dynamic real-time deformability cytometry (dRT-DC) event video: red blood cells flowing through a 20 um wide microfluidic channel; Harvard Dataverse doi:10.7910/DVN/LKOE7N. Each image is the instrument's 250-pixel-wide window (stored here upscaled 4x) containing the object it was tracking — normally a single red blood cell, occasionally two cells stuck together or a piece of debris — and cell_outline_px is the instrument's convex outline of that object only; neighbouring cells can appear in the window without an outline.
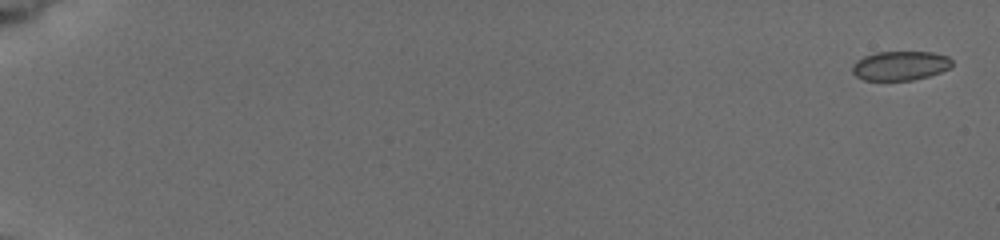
{"species": "common noctule bat (a hibernating species)", "species_latin": "Nyctalus noctula", "temperature_condition": "cold", "stored_images_in_passage": 64, "camera_frame_rate_fps": 3000, "um_per_image_px": 0.085, "animal": {"sex": "female", "body_mass_g": 19.5, "forearm_length_mm": 54.1}, "frame": {"image": 1, "passage_image": 1, "time_ms": 0.0, "image_size_px": [1000, 240], "cell_outline_px": [[952, 64], [948, 68], [940, 72], [928, 76], [912, 80], [864, 80], [856, 76], [852, 72], [852, 64], [856, 60], [864, 56], [876, 52], [932, 52], [948, 56], [952, 60]], "centroid_in_image_um": [76.49, 5.58], "position_along_channel_um": 8.5, "area_um2": 16.99}}
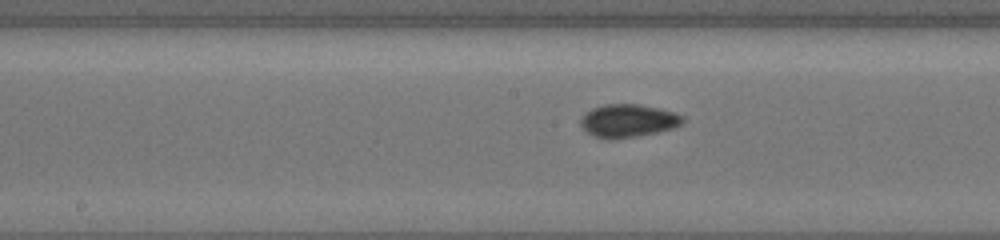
{"frame": {"image": 2, "passage_image": 36, "time_ms": 10.0, "image_size_px": [1000, 240], "cell_outline_px": [[684, 124], [672, 128], [656, 132], [616, 140], [608, 140], [596, 136], [588, 132], [580, 124], [580, 116], [584, 112], [592, 108], [604, 104], [640, 104], [660, 108], [684, 116]], "centroid_in_image_um": [53.37, 10.26], "position_along_channel_um": 194.8, "area_um2": 19.83}}
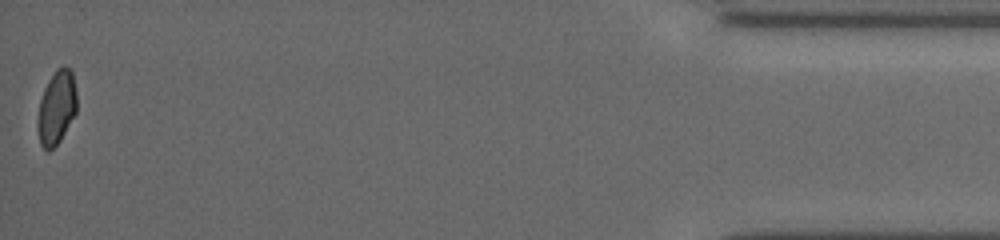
{"frame": {"image": 3, "passage_image": 64, "time_ms": 18.0, "image_size_px": [1000, 240], "cell_outline_px": [[76, 112], [60, 140], [48, 152], [40, 144], [36, 124], [36, 120], [40, 100], [44, 88], [48, 80], [56, 68], [64, 64], [72, 68], [76, 92]], "centroid_in_image_um": [4.79, 9.09], "position_along_channel_um": 430.4, "area_um2": 17.11}, "authors_computed_cell_mechanics": {"area_um2": 18.207, "velocity_mm_per_s": 3.894, "shape_relaxation_time_tau1_ms": 5.7698, "shape_relaxation_time_tau2_ms": 3.1883, "deformation_change_tau1": 0.0845, "deformation_change_tau2": 0.0487}}